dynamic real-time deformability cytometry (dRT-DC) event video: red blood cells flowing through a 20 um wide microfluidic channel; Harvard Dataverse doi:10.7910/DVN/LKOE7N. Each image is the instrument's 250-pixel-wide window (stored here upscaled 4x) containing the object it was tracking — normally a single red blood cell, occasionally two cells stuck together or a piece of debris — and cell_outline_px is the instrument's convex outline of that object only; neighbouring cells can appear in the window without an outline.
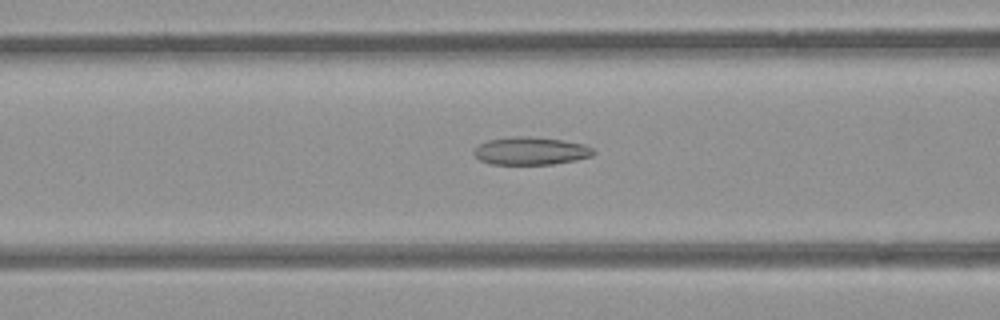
{"species": "common noctule bat (a hibernating species)", "species_latin": "Nyctalus noctula", "temperature_condition": "room temperature", "stored_images_in_passage": 39, "camera_frame_rate_fps": 3000, "um_per_image_px": 0.085, "animal": {"sex": "female", "body_mass_g": 21.9}, "frame": {"image": 1, "passage_image": 8, "time_ms": 2.333, "image_size_px": [1000, 320], "cell_outline_px": [[596, 152], [592, 156], [576, 160], [552, 164], [492, 164], [480, 160], [472, 152], [480, 144], [488, 140], [512, 136], [524, 136], [560, 140], [584, 144], [592, 148]], "centroid_in_image_um": [45.12, 12.83], "position_along_channel_um": 121.5, "area_um2": 19.19}}
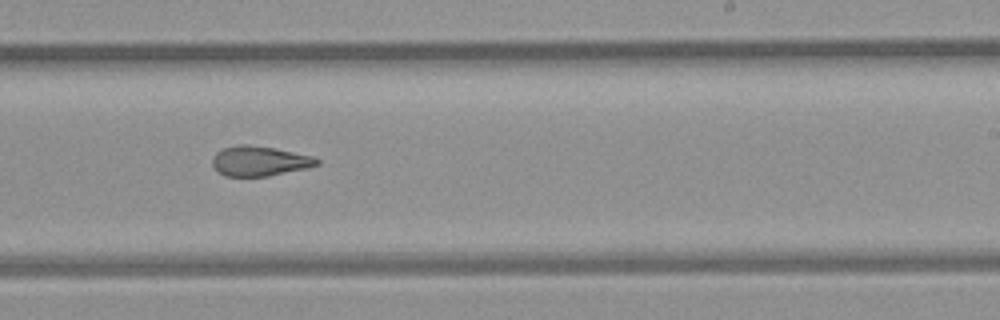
{"frame": {"image": 2, "passage_image": 19, "time_ms": 6.0, "image_size_px": [1000, 320], "cell_outline_px": [[320, 164], [308, 168], [268, 176], [224, 176], [212, 164], [212, 156], [216, 152], [224, 148], [240, 144], [248, 144], [272, 148], [312, 156], [320, 160]], "centroid_in_image_um": [22.06, 13.69], "position_along_channel_um": 266.9, "area_um2": 18.09}}
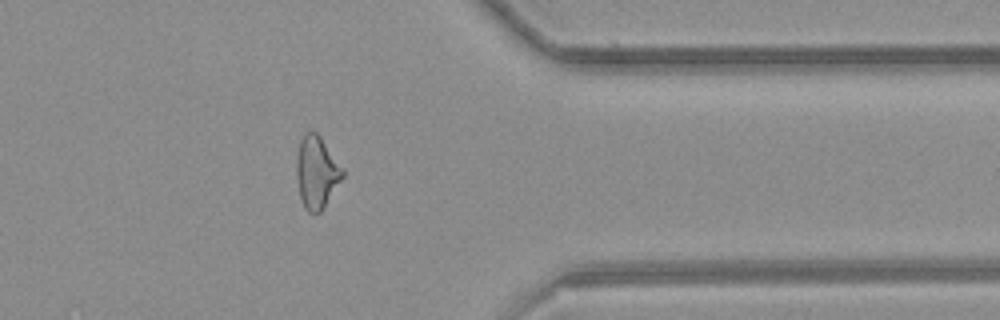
{"frame": {"image": 3, "passage_image": 29, "time_ms": 9.333, "image_size_px": [1000, 320], "cell_outline_px": [[344, 176], [324, 208], [320, 212], [312, 216], [304, 208], [300, 196], [296, 176], [296, 160], [300, 140], [304, 132], [316, 132], [320, 136], [344, 168]], "centroid_in_image_um": [26.92, 14.67], "position_along_channel_um": 384.5, "area_um2": 19.71}, "authors_computed_cell_mechanics": {"area_um2": 19.1318, "velocity_mm_per_s": 3.9625, "shape_relaxation_time_tau1_ms": null, "shape_relaxation_time_tau2_ms": 2.2256, "deformation_change_tau1": null, "deformation_change_tau2": 0.0934}}